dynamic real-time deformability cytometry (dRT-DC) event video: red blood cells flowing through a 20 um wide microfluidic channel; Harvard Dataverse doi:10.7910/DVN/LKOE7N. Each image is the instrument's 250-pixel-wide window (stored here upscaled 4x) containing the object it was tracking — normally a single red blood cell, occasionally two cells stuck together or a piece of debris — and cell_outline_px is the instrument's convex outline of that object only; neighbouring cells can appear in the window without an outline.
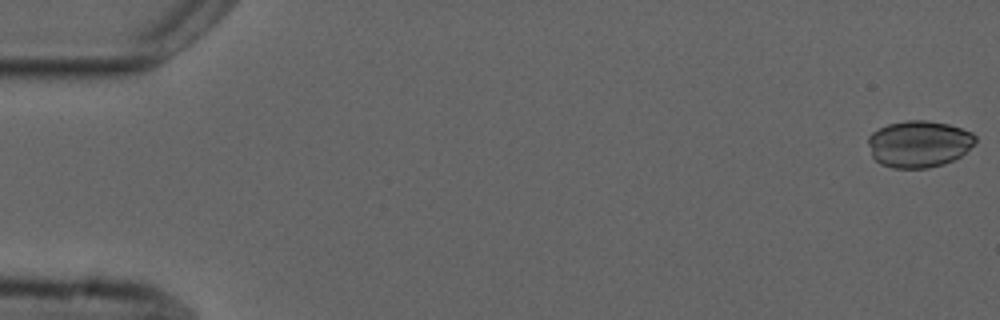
{"species": "common noctule bat (a hibernating species)", "species_latin": "Nyctalus noctula", "temperature_condition": "cold", "stored_images_in_passage": 8, "camera_frame_rate_fps": 3000, "um_per_image_px": 0.085, "animal": {"sex": "male", "forearm_length_mm": 52.5}, "frame": {"image": 1, "passage_image": 1, "time_ms": 0.0, "image_size_px": [1000, 320], "cell_outline_px": [[976, 144], [960, 156], [944, 164], [928, 168], [892, 168], [880, 164], [872, 156], [868, 144], [868, 136], [872, 132], [888, 124], [904, 120], [924, 120], [948, 124], [972, 132], [976, 136]], "centroid_in_image_um": [78.11, 12.23], "position_along_channel_um": 6.9, "area_um2": 29.36}}
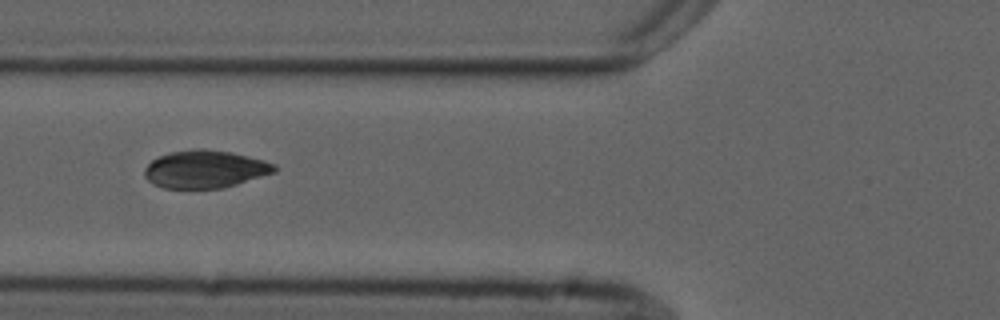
{"frame": {"image": 2, "passage_image": 6, "time_ms": 6.667, "image_size_px": [1000, 320], "cell_outline_px": [[276, 172], [224, 188], [164, 188], [152, 184], [144, 176], [144, 168], [152, 160], [160, 156], [172, 152], [192, 148], [204, 148], [232, 152], [264, 160], [276, 164]], "centroid_in_image_um": [17.44, 14.37], "position_along_channel_um": 108.4, "area_um2": 28.73}}
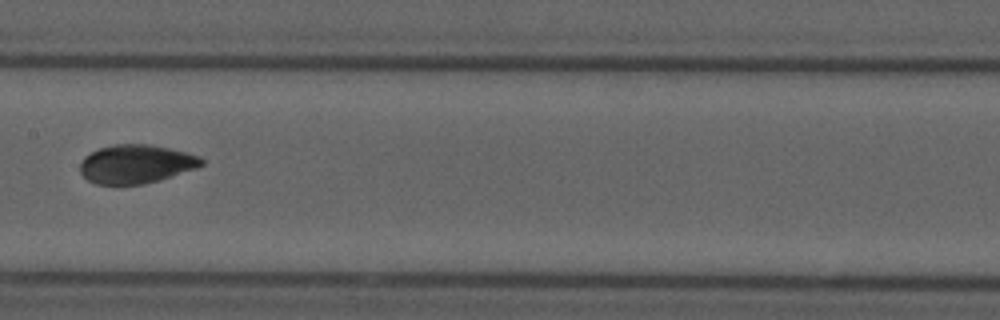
{"frame": {"image": 3, "passage_image": 8, "time_ms": 9.0, "image_size_px": [1000, 320], "cell_outline_px": [[204, 164], [196, 168], [160, 180], [144, 184], [96, 184], [88, 180], [80, 172], [80, 164], [84, 156], [100, 148], [112, 144], [148, 144], [168, 148], [200, 156], [204, 160]], "centroid_in_image_um": [11.56, 13.94], "position_along_channel_um": 195.8, "area_um2": 27.28}}